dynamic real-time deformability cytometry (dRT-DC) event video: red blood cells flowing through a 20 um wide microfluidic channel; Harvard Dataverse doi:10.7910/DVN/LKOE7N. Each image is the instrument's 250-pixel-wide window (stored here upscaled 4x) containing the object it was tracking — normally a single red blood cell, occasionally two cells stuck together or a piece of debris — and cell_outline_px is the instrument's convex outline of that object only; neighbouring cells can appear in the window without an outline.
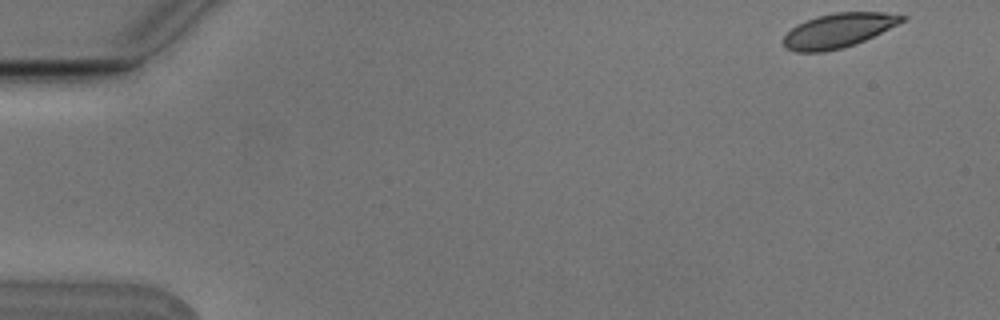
{"species": "Egyptian fruit bat (a non-hibernating species)", "species_latin": "Rousettus aegyptiacus", "temperature_condition": "cold", "stored_images_in_passage": 5, "camera_frame_rate_fps": 3000, "um_per_image_px": 0.085, "animal": {"sex": "male"}, "frame": {"image": 1, "passage_image": 1, "time_ms": 0.0, "image_size_px": [1000, 320], "cell_outline_px": [[908, 16], [904, 20], [856, 44], [824, 52], [796, 52], [784, 48], [780, 40], [796, 24], [816, 16], [836, 12], [884, 12]], "centroid_in_image_um": [71.18, 2.59], "position_along_channel_um": 13.8, "area_um2": 23.64}}
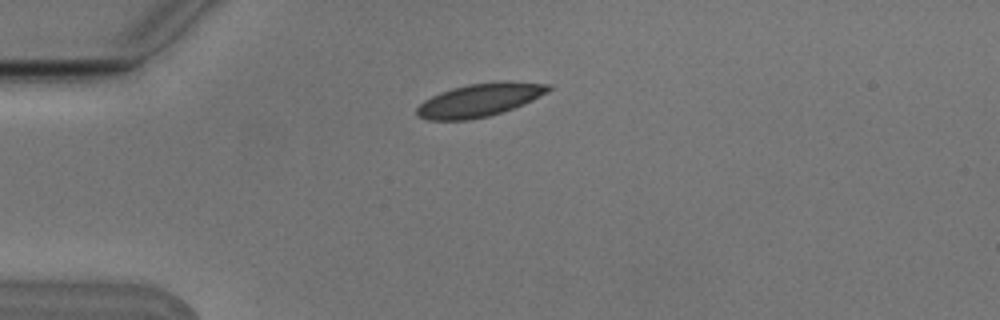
{"frame": {"image": 2, "passage_image": 4, "time_ms": 1.0, "image_size_px": [1000, 320], "cell_outline_px": [[552, 88], [548, 92], [532, 100], [512, 108], [488, 116], [468, 120], [428, 120], [416, 116], [416, 108], [424, 100], [440, 92], [452, 88], [468, 84], [500, 80], [552, 84]], "centroid_in_image_um": [40.76, 8.49], "position_along_channel_um": 44.2, "area_um2": 25.49}}